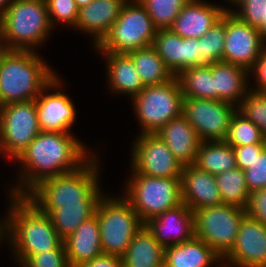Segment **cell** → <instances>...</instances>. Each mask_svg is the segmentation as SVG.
I'll return each instance as SVG.
<instances>
[{
	"label": "cell",
	"instance_id": "cell-1",
	"mask_svg": "<svg viewBox=\"0 0 266 267\" xmlns=\"http://www.w3.org/2000/svg\"><path fill=\"white\" fill-rule=\"evenodd\" d=\"M87 149L72 133L41 131L15 160L22 167L10 192L26 196L44 179L76 170L93 155Z\"/></svg>",
	"mask_w": 266,
	"mask_h": 267
},
{
	"label": "cell",
	"instance_id": "cell-2",
	"mask_svg": "<svg viewBox=\"0 0 266 267\" xmlns=\"http://www.w3.org/2000/svg\"><path fill=\"white\" fill-rule=\"evenodd\" d=\"M7 213L6 240L20 266L29 256L56 249L63 240L58 235L48 214L43 213L26 196L13 195L10 191Z\"/></svg>",
	"mask_w": 266,
	"mask_h": 267
},
{
	"label": "cell",
	"instance_id": "cell-3",
	"mask_svg": "<svg viewBox=\"0 0 266 267\" xmlns=\"http://www.w3.org/2000/svg\"><path fill=\"white\" fill-rule=\"evenodd\" d=\"M98 159L93 153L76 170L44 179L26 197L41 211H54L60 205L98 204L104 195L99 187Z\"/></svg>",
	"mask_w": 266,
	"mask_h": 267
},
{
	"label": "cell",
	"instance_id": "cell-4",
	"mask_svg": "<svg viewBox=\"0 0 266 267\" xmlns=\"http://www.w3.org/2000/svg\"><path fill=\"white\" fill-rule=\"evenodd\" d=\"M56 75L37 51L7 50L0 61V107L36 99Z\"/></svg>",
	"mask_w": 266,
	"mask_h": 267
},
{
	"label": "cell",
	"instance_id": "cell-5",
	"mask_svg": "<svg viewBox=\"0 0 266 267\" xmlns=\"http://www.w3.org/2000/svg\"><path fill=\"white\" fill-rule=\"evenodd\" d=\"M53 29L45 0H14L0 16V35L8 50L35 52Z\"/></svg>",
	"mask_w": 266,
	"mask_h": 267
},
{
	"label": "cell",
	"instance_id": "cell-6",
	"mask_svg": "<svg viewBox=\"0 0 266 267\" xmlns=\"http://www.w3.org/2000/svg\"><path fill=\"white\" fill-rule=\"evenodd\" d=\"M95 214L98 217L103 253L122 257L135 233L143 225L136 211L122 195L107 197L104 194Z\"/></svg>",
	"mask_w": 266,
	"mask_h": 267
},
{
	"label": "cell",
	"instance_id": "cell-7",
	"mask_svg": "<svg viewBox=\"0 0 266 267\" xmlns=\"http://www.w3.org/2000/svg\"><path fill=\"white\" fill-rule=\"evenodd\" d=\"M127 181L122 196L131 204L143 224L182 203L181 178L132 174Z\"/></svg>",
	"mask_w": 266,
	"mask_h": 267
},
{
	"label": "cell",
	"instance_id": "cell-8",
	"mask_svg": "<svg viewBox=\"0 0 266 267\" xmlns=\"http://www.w3.org/2000/svg\"><path fill=\"white\" fill-rule=\"evenodd\" d=\"M157 28L138 0H127L118 19L94 50L129 53L153 45Z\"/></svg>",
	"mask_w": 266,
	"mask_h": 267
},
{
	"label": "cell",
	"instance_id": "cell-9",
	"mask_svg": "<svg viewBox=\"0 0 266 267\" xmlns=\"http://www.w3.org/2000/svg\"><path fill=\"white\" fill-rule=\"evenodd\" d=\"M183 95L177 77L166 83L145 86L131 100L141 133H156L182 114Z\"/></svg>",
	"mask_w": 266,
	"mask_h": 267
},
{
	"label": "cell",
	"instance_id": "cell-10",
	"mask_svg": "<svg viewBox=\"0 0 266 267\" xmlns=\"http://www.w3.org/2000/svg\"><path fill=\"white\" fill-rule=\"evenodd\" d=\"M245 209L229 204L193 211L195 237L208 244L222 259L236 242Z\"/></svg>",
	"mask_w": 266,
	"mask_h": 267
},
{
	"label": "cell",
	"instance_id": "cell-11",
	"mask_svg": "<svg viewBox=\"0 0 266 267\" xmlns=\"http://www.w3.org/2000/svg\"><path fill=\"white\" fill-rule=\"evenodd\" d=\"M40 132L35 99L0 107V155L16 160Z\"/></svg>",
	"mask_w": 266,
	"mask_h": 267
},
{
	"label": "cell",
	"instance_id": "cell-12",
	"mask_svg": "<svg viewBox=\"0 0 266 267\" xmlns=\"http://www.w3.org/2000/svg\"><path fill=\"white\" fill-rule=\"evenodd\" d=\"M135 139L129 161L132 174L181 178L183 165L156 133H141Z\"/></svg>",
	"mask_w": 266,
	"mask_h": 267
},
{
	"label": "cell",
	"instance_id": "cell-13",
	"mask_svg": "<svg viewBox=\"0 0 266 267\" xmlns=\"http://www.w3.org/2000/svg\"><path fill=\"white\" fill-rule=\"evenodd\" d=\"M237 106L223 100L183 98L182 115L201 141H225Z\"/></svg>",
	"mask_w": 266,
	"mask_h": 267
},
{
	"label": "cell",
	"instance_id": "cell-14",
	"mask_svg": "<svg viewBox=\"0 0 266 267\" xmlns=\"http://www.w3.org/2000/svg\"><path fill=\"white\" fill-rule=\"evenodd\" d=\"M265 47L258 28L242 22L230 10L225 12L224 62L249 70Z\"/></svg>",
	"mask_w": 266,
	"mask_h": 267
},
{
	"label": "cell",
	"instance_id": "cell-15",
	"mask_svg": "<svg viewBox=\"0 0 266 267\" xmlns=\"http://www.w3.org/2000/svg\"><path fill=\"white\" fill-rule=\"evenodd\" d=\"M62 84V79L56 75L35 99L41 131L71 133L77 112L73 100L60 90Z\"/></svg>",
	"mask_w": 266,
	"mask_h": 267
},
{
	"label": "cell",
	"instance_id": "cell-16",
	"mask_svg": "<svg viewBox=\"0 0 266 267\" xmlns=\"http://www.w3.org/2000/svg\"><path fill=\"white\" fill-rule=\"evenodd\" d=\"M222 265L266 267V226L245 215L240 222L234 247L222 259Z\"/></svg>",
	"mask_w": 266,
	"mask_h": 267
},
{
	"label": "cell",
	"instance_id": "cell-17",
	"mask_svg": "<svg viewBox=\"0 0 266 267\" xmlns=\"http://www.w3.org/2000/svg\"><path fill=\"white\" fill-rule=\"evenodd\" d=\"M144 225L164 248L195 236L193 211L184 203L150 218Z\"/></svg>",
	"mask_w": 266,
	"mask_h": 267
},
{
	"label": "cell",
	"instance_id": "cell-18",
	"mask_svg": "<svg viewBox=\"0 0 266 267\" xmlns=\"http://www.w3.org/2000/svg\"><path fill=\"white\" fill-rule=\"evenodd\" d=\"M181 200L191 211L223 204L215 175L186 165L181 175Z\"/></svg>",
	"mask_w": 266,
	"mask_h": 267
},
{
	"label": "cell",
	"instance_id": "cell-19",
	"mask_svg": "<svg viewBox=\"0 0 266 267\" xmlns=\"http://www.w3.org/2000/svg\"><path fill=\"white\" fill-rule=\"evenodd\" d=\"M227 10L204 0H189L169 29L182 38H200Z\"/></svg>",
	"mask_w": 266,
	"mask_h": 267
},
{
	"label": "cell",
	"instance_id": "cell-20",
	"mask_svg": "<svg viewBox=\"0 0 266 267\" xmlns=\"http://www.w3.org/2000/svg\"><path fill=\"white\" fill-rule=\"evenodd\" d=\"M127 0H93L79 8L75 29L93 37L95 48L118 19ZM93 35V36H92Z\"/></svg>",
	"mask_w": 266,
	"mask_h": 267
},
{
	"label": "cell",
	"instance_id": "cell-21",
	"mask_svg": "<svg viewBox=\"0 0 266 267\" xmlns=\"http://www.w3.org/2000/svg\"><path fill=\"white\" fill-rule=\"evenodd\" d=\"M156 134L183 166L194 164L201 140L182 114L161 127Z\"/></svg>",
	"mask_w": 266,
	"mask_h": 267
},
{
	"label": "cell",
	"instance_id": "cell-22",
	"mask_svg": "<svg viewBox=\"0 0 266 267\" xmlns=\"http://www.w3.org/2000/svg\"><path fill=\"white\" fill-rule=\"evenodd\" d=\"M63 243L71 267H78L103 254L97 215L84 221Z\"/></svg>",
	"mask_w": 266,
	"mask_h": 267
},
{
	"label": "cell",
	"instance_id": "cell-23",
	"mask_svg": "<svg viewBox=\"0 0 266 267\" xmlns=\"http://www.w3.org/2000/svg\"><path fill=\"white\" fill-rule=\"evenodd\" d=\"M214 100H223L236 106L249 90L248 70L224 61L212 63Z\"/></svg>",
	"mask_w": 266,
	"mask_h": 267
},
{
	"label": "cell",
	"instance_id": "cell-24",
	"mask_svg": "<svg viewBox=\"0 0 266 267\" xmlns=\"http://www.w3.org/2000/svg\"><path fill=\"white\" fill-rule=\"evenodd\" d=\"M212 264L222 265V258L195 236L164 250V267H210Z\"/></svg>",
	"mask_w": 266,
	"mask_h": 267
},
{
	"label": "cell",
	"instance_id": "cell-25",
	"mask_svg": "<svg viewBox=\"0 0 266 267\" xmlns=\"http://www.w3.org/2000/svg\"><path fill=\"white\" fill-rule=\"evenodd\" d=\"M100 53L106 59L107 83L112 92L128 95L132 99L145 87L127 53Z\"/></svg>",
	"mask_w": 266,
	"mask_h": 267
},
{
	"label": "cell",
	"instance_id": "cell-26",
	"mask_svg": "<svg viewBox=\"0 0 266 267\" xmlns=\"http://www.w3.org/2000/svg\"><path fill=\"white\" fill-rule=\"evenodd\" d=\"M164 250L143 224L122 256V267H164Z\"/></svg>",
	"mask_w": 266,
	"mask_h": 267
},
{
	"label": "cell",
	"instance_id": "cell-27",
	"mask_svg": "<svg viewBox=\"0 0 266 267\" xmlns=\"http://www.w3.org/2000/svg\"><path fill=\"white\" fill-rule=\"evenodd\" d=\"M193 165L212 175L237 167L234 149L225 141H201Z\"/></svg>",
	"mask_w": 266,
	"mask_h": 267
},
{
	"label": "cell",
	"instance_id": "cell-28",
	"mask_svg": "<svg viewBox=\"0 0 266 267\" xmlns=\"http://www.w3.org/2000/svg\"><path fill=\"white\" fill-rule=\"evenodd\" d=\"M127 54L131 57L144 86L163 84L175 77L153 46L137 49Z\"/></svg>",
	"mask_w": 266,
	"mask_h": 267
},
{
	"label": "cell",
	"instance_id": "cell-29",
	"mask_svg": "<svg viewBox=\"0 0 266 267\" xmlns=\"http://www.w3.org/2000/svg\"><path fill=\"white\" fill-rule=\"evenodd\" d=\"M183 98L214 100L212 64L182 70L177 76Z\"/></svg>",
	"mask_w": 266,
	"mask_h": 267
},
{
	"label": "cell",
	"instance_id": "cell-30",
	"mask_svg": "<svg viewBox=\"0 0 266 267\" xmlns=\"http://www.w3.org/2000/svg\"><path fill=\"white\" fill-rule=\"evenodd\" d=\"M98 204L60 205L54 211H42L51 218L58 235L62 240L73 234L86 220L95 215Z\"/></svg>",
	"mask_w": 266,
	"mask_h": 267
},
{
	"label": "cell",
	"instance_id": "cell-31",
	"mask_svg": "<svg viewBox=\"0 0 266 267\" xmlns=\"http://www.w3.org/2000/svg\"><path fill=\"white\" fill-rule=\"evenodd\" d=\"M152 46L174 76L185 69L184 38L171 29H157Z\"/></svg>",
	"mask_w": 266,
	"mask_h": 267
},
{
	"label": "cell",
	"instance_id": "cell-32",
	"mask_svg": "<svg viewBox=\"0 0 266 267\" xmlns=\"http://www.w3.org/2000/svg\"><path fill=\"white\" fill-rule=\"evenodd\" d=\"M215 178L223 203L246 209L250 192L244 171L236 167L215 175Z\"/></svg>",
	"mask_w": 266,
	"mask_h": 267
},
{
	"label": "cell",
	"instance_id": "cell-33",
	"mask_svg": "<svg viewBox=\"0 0 266 267\" xmlns=\"http://www.w3.org/2000/svg\"><path fill=\"white\" fill-rule=\"evenodd\" d=\"M225 142L232 147L266 144L260 128L238 110H236L230 120Z\"/></svg>",
	"mask_w": 266,
	"mask_h": 267
},
{
	"label": "cell",
	"instance_id": "cell-34",
	"mask_svg": "<svg viewBox=\"0 0 266 267\" xmlns=\"http://www.w3.org/2000/svg\"><path fill=\"white\" fill-rule=\"evenodd\" d=\"M157 29H169L189 0H138Z\"/></svg>",
	"mask_w": 266,
	"mask_h": 267
},
{
	"label": "cell",
	"instance_id": "cell-35",
	"mask_svg": "<svg viewBox=\"0 0 266 267\" xmlns=\"http://www.w3.org/2000/svg\"><path fill=\"white\" fill-rule=\"evenodd\" d=\"M202 65L223 61L225 48V13L200 38Z\"/></svg>",
	"mask_w": 266,
	"mask_h": 267
},
{
	"label": "cell",
	"instance_id": "cell-36",
	"mask_svg": "<svg viewBox=\"0 0 266 267\" xmlns=\"http://www.w3.org/2000/svg\"><path fill=\"white\" fill-rule=\"evenodd\" d=\"M237 110L260 128L266 141V92L249 89Z\"/></svg>",
	"mask_w": 266,
	"mask_h": 267
},
{
	"label": "cell",
	"instance_id": "cell-37",
	"mask_svg": "<svg viewBox=\"0 0 266 267\" xmlns=\"http://www.w3.org/2000/svg\"><path fill=\"white\" fill-rule=\"evenodd\" d=\"M50 23L53 28L60 23L74 28L77 23L78 10L74 0H45Z\"/></svg>",
	"mask_w": 266,
	"mask_h": 267
},
{
	"label": "cell",
	"instance_id": "cell-38",
	"mask_svg": "<svg viewBox=\"0 0 266 267\" xmlns=\"http://www.w3.org/2000/svg\"><path fill=\"white\" fill-rule=\"evenodd\" d=\"M71 267L62 242L56 249L29 256L20 267Z\"/></svg>",
	"mask_w": 266,
	"mask_h": 267
},
{
	"label": "cell",
	"instance_id": "cell-39",
	"mask_svg": "<svg viewBox=\"0 0 266 267\" xmlns=\"http://www.w3.org/2000/svg\"><path fill=\"white\" fill-rule=\"evenodd\" d=\"M265 2L266 0H238L233 6H239V10L231 7L229 10L242 22L259 29L264 19Z\"/></svg>",
	"mask_w": 266,
	"mask_h": 267
},
{
	"label": "cell",
	"instance_id": "cell-40",
	"mask_svg": "<svg viewBox=\"0 0 266 267\" xmlns=\"http://www.w3.org/2000/svg\"><path fill=\"white\" fill-rule=\"evenodd\" d=\"M248 191L266 188V148L256 156L250 167L244 171Z\"/></svg>",
	"mask_w": 266,
	"mask_h": 267
},
{
	"label": "cell",
	"instance_id": "cell-41",
	"mask_svg": "<svg viewBox=\"0 0 266 267\" xmlns=\"http://www.w3.org/2000/svg\"><path fill=\"white\" fill-rule=\"evenodd\" d=\"M245 212L248 217L266 226V188L250 193Z\"/></svg>",
	"mask_w": 266,
	"mask_h": 267
},
{
	"label": "cell",
	"instance_id": "cell-42",
	"mask_svg": "<svg viewBox=\"0 0 266 267\" xmlns=\"http://www.w3.org/2000/svg\"><path fill=\"white\" fill-rule=\"evenodd\" d=\"M266 148V144H253L233 147L237 167L242 171L247 170L251 163Z\"/></svg>",
	"mask_w": 266,
	"mask_h": 267
},
{
	"label": "cell",
	"instance_id": "cell-43",
	"mask_svg": "<svg viewBox=\"0 0 266 267\" xmlns=\"http://www.w3.org/2000/svg\"><path fill=\"white\" fill-rule=\"evenodd\" d=\"M248 74L253 75L256 80L254 86L256 88H252L251 85L249 87L250 90H254L257 92H266V47L263 49L260 57L257 59L255 64L248 70Z\"/></svg>",
	"mask_w": 266,
	"mask_h": 267
},
{
	"label": "cell",
	"instance_id": "cell-44",
	"mask_svg": "<svg viewBox=\"0 0 266 267\" xmlns=\"http://www.w3.org/2000/svg\"><path fill=\"white\" fill-rule=\"evenodd\" d=\"M185 69L202 65V54L198 38H184Z\"/></svg>",
	"mask_w": 266,
	"mask_h": 267
},
{
	"label": "cell",
	"instance_id": "cell-45",
	"mask_svg": "<svg viewBox=\"0 0 266 267\" xmlns=\"http://www.w3.org/2000/svg\"><path fill=\"white\" fill-rule=\"evenodd\" d=\"M78 267H122V257L103 253Z\"/></svg>",
	"mask_w": 266,
	"mask_h": 267
},
{
	"label": "cell",
	"instance_id": "cell-46",
	"mask_svg": "<svg viewBox=\"0 0 266 267\" xmlns=\"http://www.w3.org/2000/svg\"><path fill=\"white\" fill-rule=\"evenodd\" d=\"M7 233H8V221H7V214H6L5 218L3 220H0V243H1V240L8 239Z\"/></svg>",
	"mask_w": 266,
	"mask_h": 267
},
{
	"label": "cell",
	"instance_id": "cell-47",
	"mask_svg": "<svg viewBox=\"0 0 266 267\" xmlns=\"http://www.w3.org/2000/svg\"><path fill=\"white\" fill-rule=\"evenodd\" d=\"M259 32L261 34L263 42L266 44V2H265V9H264V19L262 20V24L259 28Z\"/></svg>",
	"mask_w": 266,
	"mask_h": 267
},
{
	"label": "cell",
	"instance_id": "cell-48",
	"mask_svg": "<svg viewBox=\"0 0 266 267\" xmlns=\"http://www.w3.org/2000/svg\"><path fill=\"white\" fill-rule=\"evenodd\" d=\"M14 0H0V16L8 9Z\"/></svg>",
	"mask_w": 266,
	"mask_h": 267
},
{
	"label": "cell",
	"instance_id": "cell-49",
	"mask_svg": "<svg viewBox=\"0 0 266 267\" xmlns=\"http://www.w3.org/2000/svg\"><path fill=\"white\" fill-rule=\"evenodd\" d=\"M7 47H6V44L4 43V41L2 40L1 38V35H0V61H1V58L3 57V55L7 52Z\"/></svg>",
	"mask_w": 266,
	"mask_h": 267
},
{
	"label": "cell",
	"instance_id": "cell-50",
	"mask_svg": "<svg viewBox=\"0 0 266 267\" xmlns=\"http://www.w3.org/2000/svg\"><path fill=\"white\" fill-rule=\"evenodd\" d=\"M76 2V5L78 8H81L83 6H86L90 4L93 0H74Z\"/></svg>",
	"mask_w": 266,
	"mask_h": 267
},
{
	"label": "cell",
	"instance_id": "cell-51",
	"mask_svg": "<svg viewBox=\"0 0 266 267\" xmlns=\"http://www.w3.org/2000/svg\"><path fill=\"white\" fill-rule=\"evenodd\" d=\"M227 1H228V3L230 2L232 4L231 6H233V5H235V3H237L238 0H227Z\"/></svg>",
	"mask_w": 266,
	"mask_h": 267
}]
</instances>
